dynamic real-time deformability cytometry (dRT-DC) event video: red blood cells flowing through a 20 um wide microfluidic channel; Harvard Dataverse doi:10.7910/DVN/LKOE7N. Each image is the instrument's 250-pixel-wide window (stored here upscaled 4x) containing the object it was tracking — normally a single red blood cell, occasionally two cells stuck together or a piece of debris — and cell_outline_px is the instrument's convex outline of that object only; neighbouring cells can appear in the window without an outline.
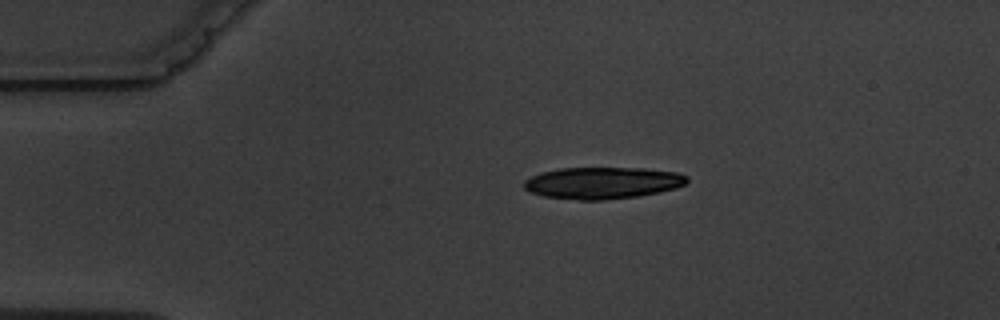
{"species": "common noctule bat (a hibernating species)", "species_latin": "Nyctalus noctula", "temperature_condition": "warm", "stored_images_in_passage": 1, "camera_frame_rate_fps": 3000, "um_per_image_px": 0.085, "animal": {"sex": "male", "body_mass_g": 19.5, "forearm_length_mm": 54.6}, "frame": {"image": 1, "passage_image": 1, "time_ms": 0.0, "image_size_px": [1000, 320], "cell_outline_px": [[688, 180], [684, 184], [676, 188], [636, 196], [604, 200], [580, 200], [544, 196], [528, 192], [524, 188], [524, 180], [540, 172], [560, 168], [644, 168], [676, 172], [688, 176]], "centroid_in_image_um": [51.18, 15.54], "position_along_channel_um": 33.8, "area_um2": 30.11}}